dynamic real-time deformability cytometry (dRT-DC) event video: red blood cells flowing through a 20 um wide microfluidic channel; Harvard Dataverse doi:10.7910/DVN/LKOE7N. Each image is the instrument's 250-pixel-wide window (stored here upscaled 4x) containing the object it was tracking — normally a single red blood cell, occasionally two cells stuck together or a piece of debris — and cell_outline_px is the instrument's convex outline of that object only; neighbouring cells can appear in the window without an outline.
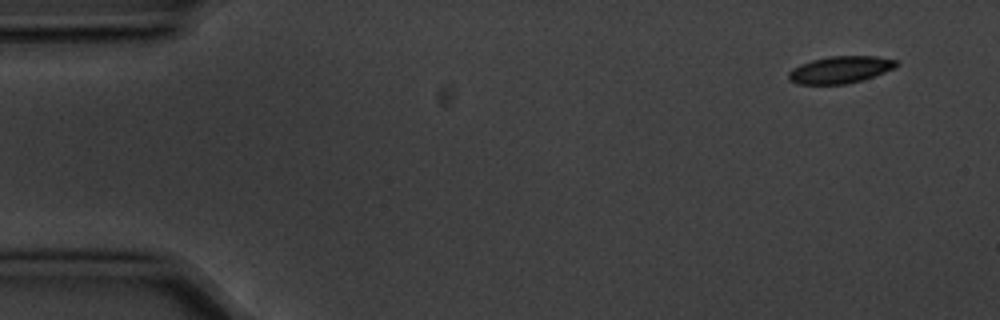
{"species": "common noctule bat (a hibernating species)", "species_latin": "Nyctalus noctula", "temperature_condition": "cold", "stored_images_in_passage": 5, "camera_frame_rate_fps": 3000, "um_per_image_px": 0.085, "animal": {"sex": "male", "body_mass_g": 20.1, "forearm_length_mm": 53.5}, "frame": {"image": 1, "passage_image": 1, "time_ms": 0.0, "image_size_px": [1000, 320], "cell_outline_px": [[900, 64], [896, 68], [864, 80], [844, 84], [796, 84], [788, 80], [788, 72], [792, 68], [800, 64], [812, 60], [828, 56], [876, 56], [896, 60]], "centroid_in_image_um": [71.43, 5.93], "position_along_channel_um": 13.6, "area_um2": 17.22}}